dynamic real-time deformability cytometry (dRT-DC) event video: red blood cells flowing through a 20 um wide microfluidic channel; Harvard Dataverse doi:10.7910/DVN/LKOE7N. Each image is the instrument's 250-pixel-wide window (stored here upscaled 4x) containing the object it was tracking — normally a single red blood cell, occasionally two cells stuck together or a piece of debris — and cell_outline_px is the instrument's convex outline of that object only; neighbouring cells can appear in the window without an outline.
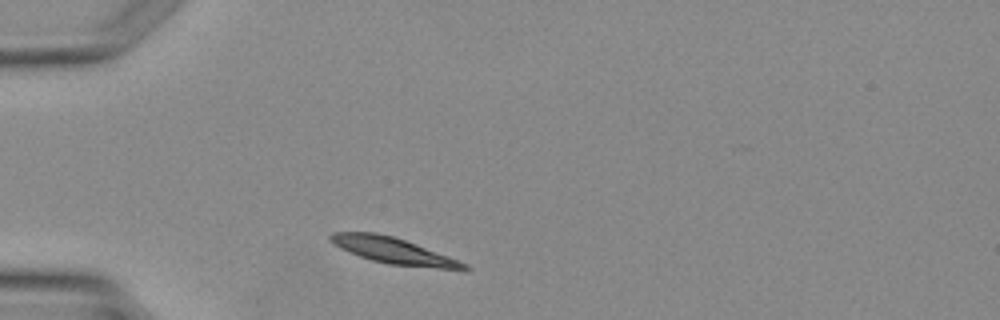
{"species": "Egyptian fruit bat (a non-hibernating species)", "species_latin": "Rousettus aegyptiacus", "temperature_condition": "warm", "stored_images_in_passage": 1, "camera_frame_rate_fps": 3000, "um_per_image_px": 0.085, "animal": {"sex": "female"}, "frame": {"image": 1, "passage_image": 1, "time_ms": 0.0, "image_size_px": [1000, 320], "cell_outline_px": [[472, 268], [440, 268], [388, 264], [372, 260], [348, 252], [332, 244], [328, 240], [328, 236], [332, 232], [376, 232], [392, 236], [404, 240], [448, 256], [468, 264]], "centroid_in_image_um": [33.32, 21.28], "position_along_channel_um": 51.7, "area_um2": 19.94}}